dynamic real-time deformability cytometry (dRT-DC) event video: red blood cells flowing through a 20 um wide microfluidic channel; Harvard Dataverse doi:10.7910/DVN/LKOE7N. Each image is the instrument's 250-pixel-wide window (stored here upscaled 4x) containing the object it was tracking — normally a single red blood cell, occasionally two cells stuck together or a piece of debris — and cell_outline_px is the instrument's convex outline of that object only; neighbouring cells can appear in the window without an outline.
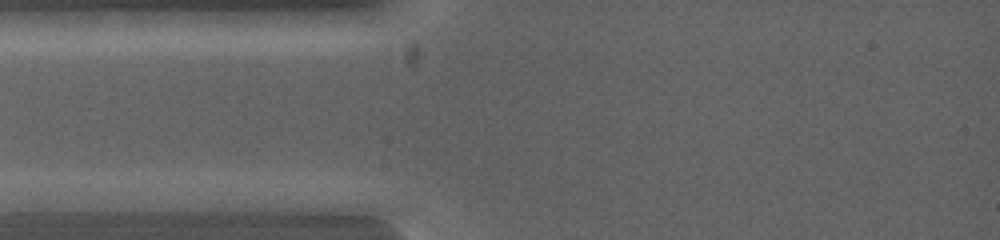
{"species": "common noctule bat (a hibernating species)", "species_latin": "Nyctalus noctula", "temperature_condition": "warm", "stored_images_in_passage": 5, "camera_frame_rate_fps": 5000, "um_per_image_px": 0.085, "animal": {"sex": "female", "body_mass_g": 19.0, "forearm_length_mm": 53.3}, "frame": {"image": 1, "passage_image": 1, "time_ms": 0.0, "image_size_px": [1000, 240], "cell_outline_px": [[124, 200], [104, 212], [16, 212], [12, 200], [40, 192], [120, 192]], "centroid_in_image_um": [5.77, 17.17], "position_along_channel_um": 79.2, "area_um2": 14.22}}